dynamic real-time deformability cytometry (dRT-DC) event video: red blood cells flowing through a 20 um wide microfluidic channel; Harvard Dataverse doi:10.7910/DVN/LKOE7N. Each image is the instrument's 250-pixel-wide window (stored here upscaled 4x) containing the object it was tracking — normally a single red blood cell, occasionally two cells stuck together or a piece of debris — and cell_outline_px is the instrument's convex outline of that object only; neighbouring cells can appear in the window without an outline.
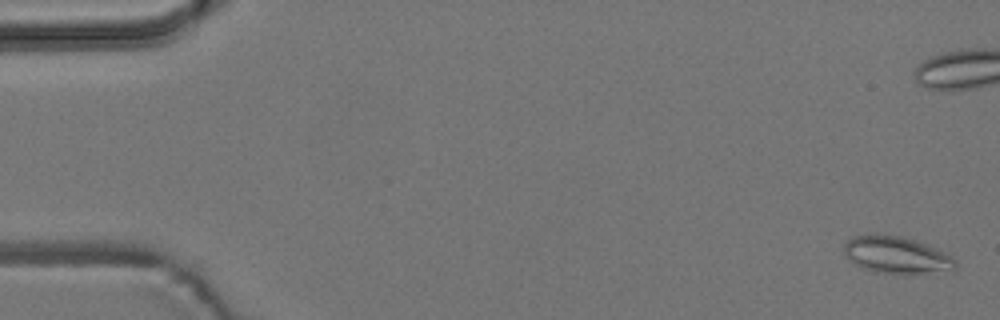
{"species": "common noctule bat (a hibernating species)", "species_latin": "Nyctalus noctula", "temperature_condition": "room temperature", "stored_images_in_passage": 8, "camera_frame_rate_fps": 3000, "um_per_image_px": 0.085, "animal": {"sex": "male", "body_mass_g": 19.2, "forearm_length_mm": 51.8}, "frame": {"image": 1, "passage_image": 1, "time_ms": 0.0, "image_size_px": [1000, 320], "cell_outline_px": [[956, 272], [876, 272], [864, 268], [848, 260], [844, 252], [844, 244], [852, 236], [876, 232], [900, 236], [916, 240], [936, 248], [952, 256], [956, 260]], "centroid_in_image_um": [76.21, 21.63], "position_along_channel_um": 8.8, "area_um2": 24.16}}